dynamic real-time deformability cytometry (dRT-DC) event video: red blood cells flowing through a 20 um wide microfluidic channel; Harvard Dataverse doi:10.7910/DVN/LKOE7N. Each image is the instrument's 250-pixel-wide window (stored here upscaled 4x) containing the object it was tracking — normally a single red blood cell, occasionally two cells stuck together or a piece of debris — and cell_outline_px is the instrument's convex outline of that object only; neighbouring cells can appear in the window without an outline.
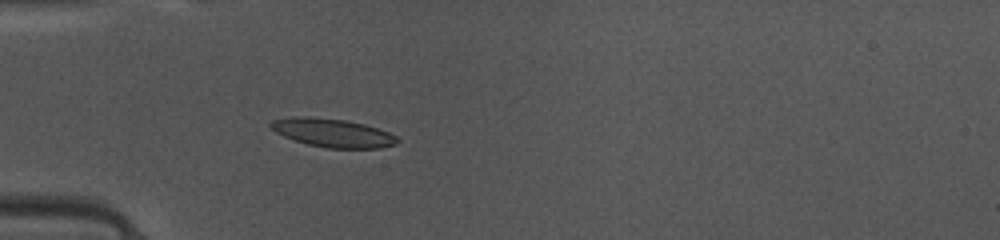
{"species": "common noctule bat (a hibernating species)", "species_latin": "Nyctalus noctula", "temperature_condition": "warm", "stored_images_in_passage": 25, "camera_frame_rate_fps": 3000, "um_per_image_px": 0.085, "animal": {"sex": "female", "body_mass_g": 10.0, "forearm_length_mm": 53.1}, "frame": {"image": 1, "passage_image": 1, "time_ms": 0.0, "image_size_px": [1000, 240], "cell_outline_px": [[400, 140], [396, 144], [380, 148], [328, 148], [308, 144], [284, 136], [276, 132], [268, 124], [272, 120], [292, 116], [308, 116], [344, 120], [364, 124], [388, 132], [396, 136]], "centroid_in_image_um": [28.27, 11.28], "position_along_channel_um": 56.7, "area_um2": 20.87}}
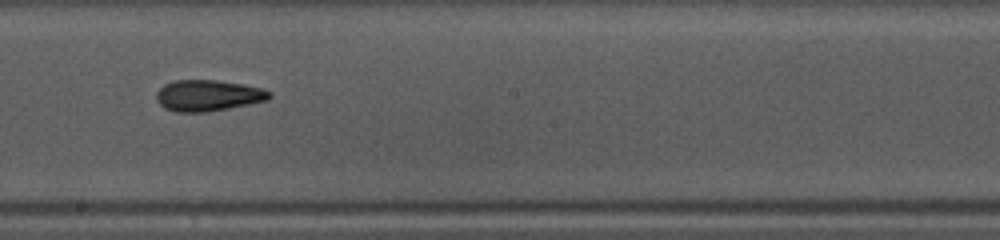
{"frame": {"image": 2, "passage_image": 14, "time_ms": 4.333, "image_size_px": [1000, 240], "cell_outline_px": [[272, 96], [268, 100], [228, 108], [204, 112], [176, 112], [164, 108], [156, 100], [156, 92], [164, 84], [172, 80], [216, 80], [264, 88], [272, 92]], "centroid_in_image_um": [17.67, 8.11], "position_along_channel_um": 230.5, "area_um2": 20.58}}
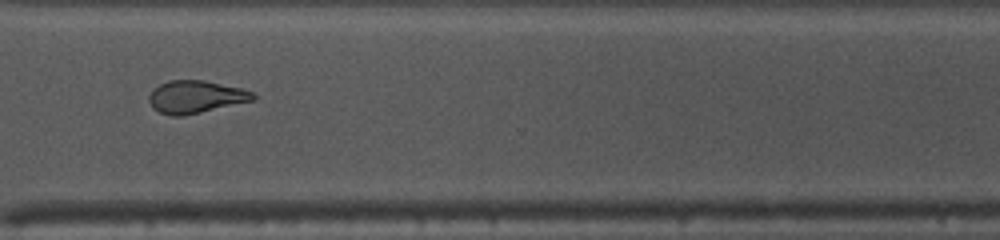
{"frame": {"image": 3, "passage_image": 23, "time_ms": 7.333, "image_size_px": [1000, 240], "cell_outline_px": [[256, 100], [200, 112], [180, 116], [172, 116], [160, 112], [152, 108], [148, 100], [148, 96], [160, 84], [168, 80], [204, 80], [240, 88], [252, 92], [256, 96]], "centroid_in_image_um": [16.63, 8.23], "position_along_channel_um": 354.0, "area_um2": 19.59}, "authors_computed_cell_mechanics": {"area_um2": 20.0566, "velocity_mm_per_s": 4.1394, "shape_relaxation_time_tau1_ms": 6.4843, "shape_relaxation_time_tau2_ms": 2.5515, "deformation_change_tau1": 0.1776, "deformation_change_tau2": 0.1081}}